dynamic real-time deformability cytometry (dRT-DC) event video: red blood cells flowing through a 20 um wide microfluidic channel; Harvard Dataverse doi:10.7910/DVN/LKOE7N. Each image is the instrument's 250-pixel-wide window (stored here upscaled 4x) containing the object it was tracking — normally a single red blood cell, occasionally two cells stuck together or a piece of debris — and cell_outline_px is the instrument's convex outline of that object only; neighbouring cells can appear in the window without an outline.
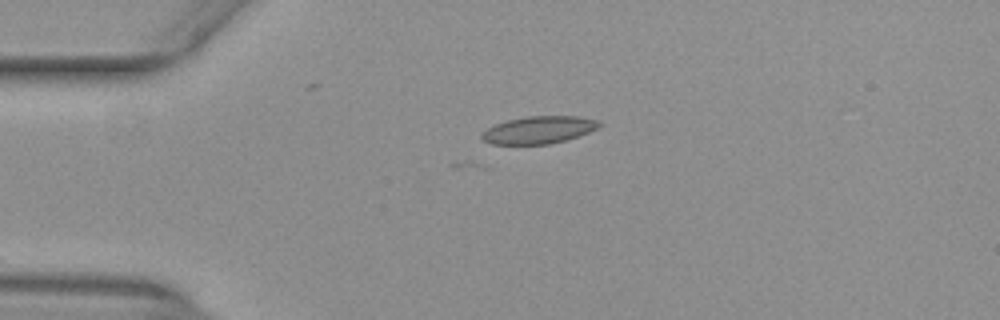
{"species": "common noctule bat (a hibernating species)", "species_latin": "Nyctalus noctula", "temperature_condition": "warm", "stored_images_in_passage": 4, "camera_frame_rate_fps": 3000, "um_per_image_px": 0.085, "animal": {"sex": "female", "body_mass_g": 29.2, "forearm_length_mm": 56.3}, "frame": {"image": 1, "passage_image": 1, "time_ms": 0.0, "image_size_px": [1000, 320], "cell_outline_px": [[604, 124], [600, 128], [564, 140], [548, 144], [492, 144], [484, 140], [480, 136], [480, 132], [496, 124], [508, 120], [524, 116], [580, 116], [600, 120]], "centroid_in_image_um": [45.83, 11.02], "position_along_channel_um": 39.2, "area_um2": 18.84}}